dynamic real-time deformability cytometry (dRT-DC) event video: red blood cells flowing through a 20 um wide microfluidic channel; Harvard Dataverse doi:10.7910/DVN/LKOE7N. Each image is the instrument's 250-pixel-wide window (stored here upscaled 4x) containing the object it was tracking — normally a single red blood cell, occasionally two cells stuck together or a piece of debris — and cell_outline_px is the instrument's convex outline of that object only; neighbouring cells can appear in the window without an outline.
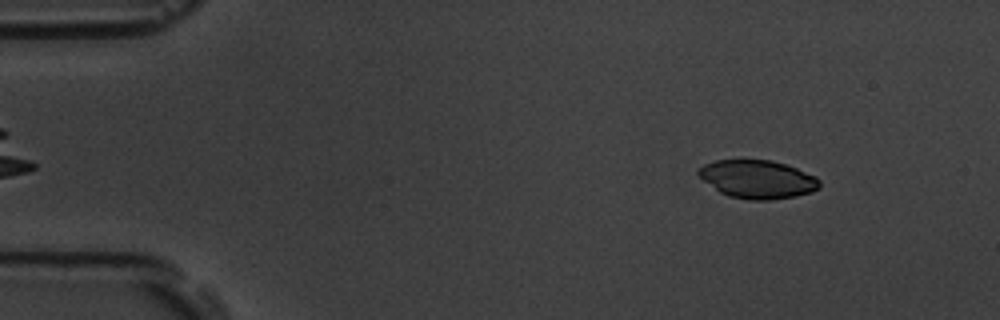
{"species": "common noctule bat (a hibernating species)", "species_latin": "Nyctalus noctula", "temperature_condition": "room temperature", "stored_images_in_passage": 51, "camera_frame_rate_fps": 3000, "um_per_image_px": 0.085, "animal": {"sex": "male", "body_mass_g": 19.5, "forearm_length_mm": 54.6}, "frame": {"image": 1, "passage_image": 2, "time_ms": 0.333, "image_size_px": [1000, 320], "cell_outline_px": [[820, 188], [812, 192], [796, 196], [768, 200], [748, 200], [728, 196], [720, 192], [704, 180], [696, 172], [704, 164], [716, 160], [772, 160], [796, 168], [816, 176], [820, 180]], "centroid_in_image_um": [64.42, 15.24], "position_along_channel_um": 20.6, "area_um2": 26.93}}
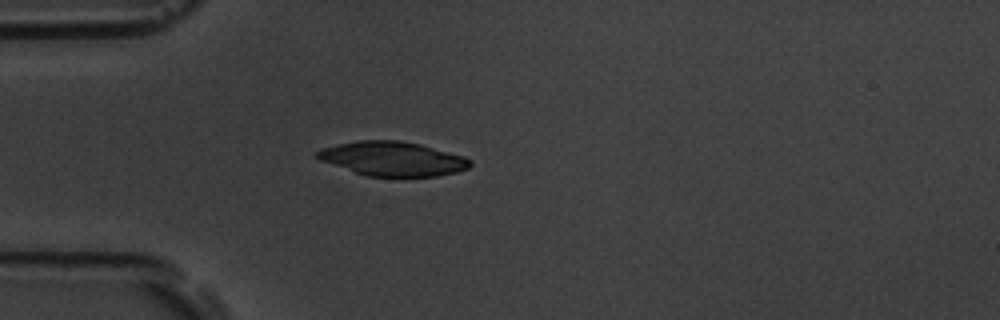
{"frame": {"image": 2, "passage_image": 11, "time_ms": 3.333, "image_size_px": [1000, 320], "cell_outline_px": [[472, 164], [468, 168], [456, 172], [436, 176], [364, 176], [320, 160], [316, 156], [316, 152], [320, 148], [336, 144], [360, 140], [400, 140], [420, 144], [464, 156], [472, 160]], "centroid_in_image_um": [33.36, 13.49], "position_along_channel_um": 51.6, "area_um2": 30.58}}
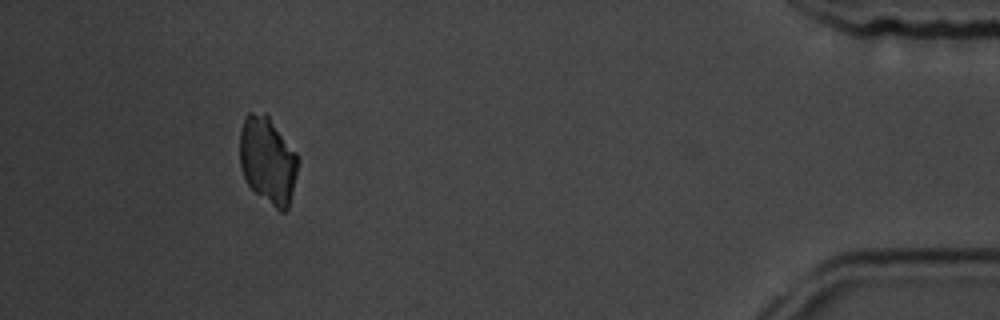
{"frame": {"image": 3, "passage_image": 47, "time_ms": 15.333, "image_size_px": [1000, 320], "cell_outline_px": [[296, 172], [288, 208], [284, 212], [280, 212], [256, 192], [248, 184], [240, 168], [240, 132], [244, 116], [248, 112], [268, 112], [296, 152]], "centroid_in_image_um": [22.73, 13.55], "position_along_channel_um": 412.5, "area_um2": 29.48}}